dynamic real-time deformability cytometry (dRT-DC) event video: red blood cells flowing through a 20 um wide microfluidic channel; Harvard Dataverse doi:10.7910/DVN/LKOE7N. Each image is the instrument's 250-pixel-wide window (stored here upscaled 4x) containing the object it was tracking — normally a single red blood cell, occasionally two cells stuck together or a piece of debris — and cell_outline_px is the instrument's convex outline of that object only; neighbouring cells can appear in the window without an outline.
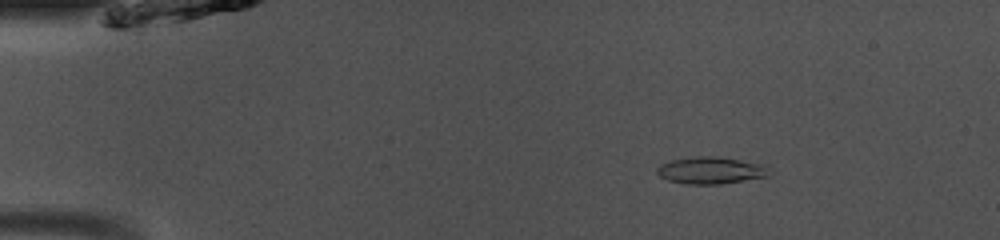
{"species": "common noctule bat (a hibernating species)", "species_latin": "Nyctalus noctula", "temperature_condition": "room temperature", "stored_images_in_passage": 44, "camera_frame_rate_fps": 3000, "um_per_image_px": 0.085, "animal": {"sex": "male", "body_mass_g": 13.0, "forearm_length_mm": 53.1}, "frame": {"image": 1, "passage_image": 3, "time_ms": 0.667, "image_size_px": [1000, 240], "cell_outline_px": [[772, 168], [768, 176], [720, 184], [688, 184], [668, 180], [660, 176], [656, 172], [656, 168], [660, 164], [672, 160], [696, 156], [716, 156], [740, 160], [760, 164]], "centroid_in_image_um": [60.41, 14.48], "position_along_channel_um": 24.6, "area_um2": 17.57}}
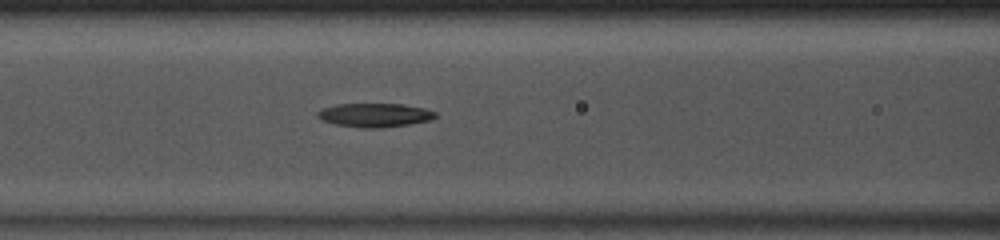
{"frame": {"image": 2, "passage_image": 16, "time_ms": 5.0, "image_size_px": [1000, 240], "cell_outline_px": [[436, 116], [428, 120], [408, 124], [380, 128], [364, 128], [336, 124], [320, 120], [316, 116], [316, 112], [324, 108], [336, 104], [404, 104], [424, 108], [436, 112]], "centroid_in_image_um": [31.81, 9.78], "position_along_channel_um": 134.8, "area_um2": 16.24}}
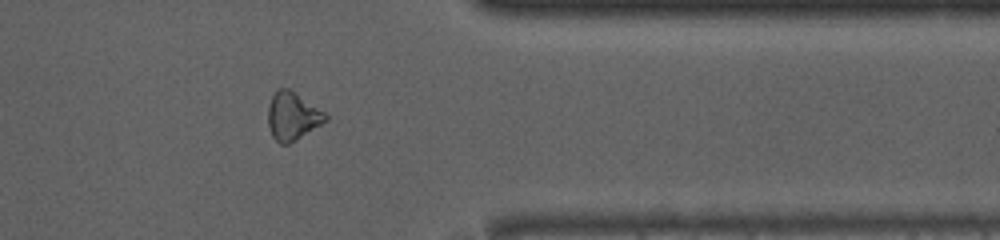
{"frame": {"image": 3, "passage_image": 35, "time_ms": 11.333, "image_size_px": [1000, 240], "cell_outline_px": [[328, 120], [296, 140], [288, 144], [280, 144], [272, 136], [268, 124], [268, 104], [276, 88], [288, 88], [324, 112], [328, 116]], "centroid_in_image_um": [24.84, 9.87], "position_along_channel_um": 386.6, "area_um2": 15.95}, "authors_computed_cell_mechanics": {"area_um2": 16.2129, "velocity_mm_per_s": 4.1181, "shape_relaxation_time_tau1_ms": 6.0143, "shape_relaxation_time_tau2_ms": null, "deformation_change_tau1": 0.1501, "deformation_change_tau2": null}}